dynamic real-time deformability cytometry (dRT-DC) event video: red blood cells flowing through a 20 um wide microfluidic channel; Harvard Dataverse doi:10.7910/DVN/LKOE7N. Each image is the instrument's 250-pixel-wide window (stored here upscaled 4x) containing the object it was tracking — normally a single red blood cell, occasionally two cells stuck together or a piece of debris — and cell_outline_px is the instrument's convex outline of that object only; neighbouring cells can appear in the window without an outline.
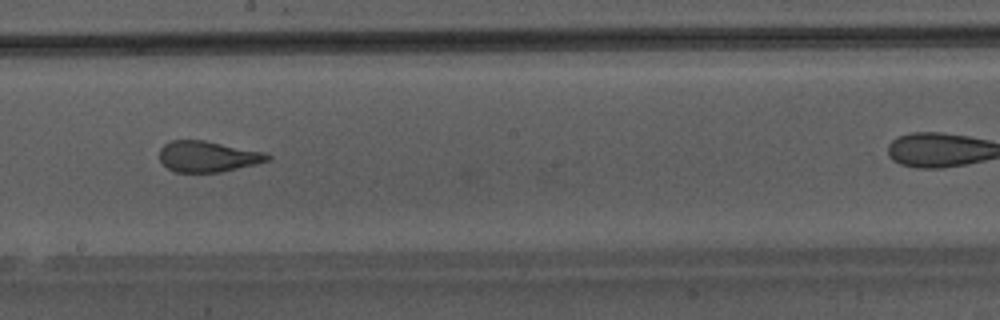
{"species": "Egyptian fruit bat (a non-hibernating species)", "species_latin": "Rousettus aegyptiacus", "temperature_condition": "warm", "stored_images_in_passage": 36, "camera_frame_rate_fps": 3000, "um_per_image_px": 0.085, "animal": {"sex": "male"}, "frame": {"image": 1, "passage_image": 24, "time_ms": 7.667, "image_size_px": [1000, 320], "cell_outline_px": [[272, 160], [256, 164], [220, 172], [176, 172], [168, 168], [160, 160], [160, 148], [164, 144], [172, 140], [204, 140], [264, 152], [272, 156]], "centroid_in_image_um": [17.68, 13.3], "position_along_channel_um": 230.5, "area_um2": 19.42}}